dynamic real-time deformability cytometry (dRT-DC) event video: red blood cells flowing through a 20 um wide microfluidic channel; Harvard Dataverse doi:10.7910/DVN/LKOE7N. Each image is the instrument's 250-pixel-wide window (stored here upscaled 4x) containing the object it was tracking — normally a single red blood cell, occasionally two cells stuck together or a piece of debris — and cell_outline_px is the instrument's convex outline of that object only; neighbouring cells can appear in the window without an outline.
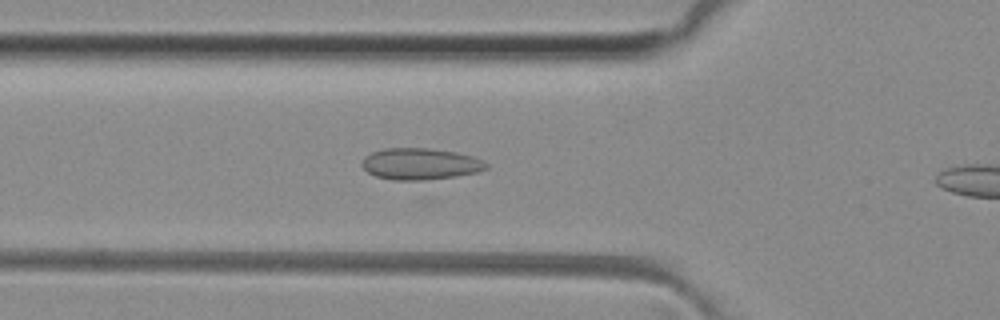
{"species": "common noctule bat (a hibernating species)", "species_latin": "Nyctalus noctula", "temperature_condition": "room temperature", "stored_images_in_passage": 36, "camera_frame_rate_fps": 3000, "um_per_image_px": 0.085, "animal": {"sex": "female", "body_mass_g": 29.2, "forearm_length_mm": 56.3}, "frame": {"image": 1, "passage_image": 12, "time_ms": 3.667, "image_size_px": [1000, 320], "cell_outline_px": [[488, 168], [480, 172], [456, 176], [424, 180], [392, 180], [376, 176], [368, 172], [360, 164], [364, 156], [372, 152], [384, 148], [428, 148], [456, 152], [472, 156], [488, 164]], "centroid_in_image_um": [35.71, 13.93], "position_along_channel_um": 90.1, "area_um2": 22.89}}
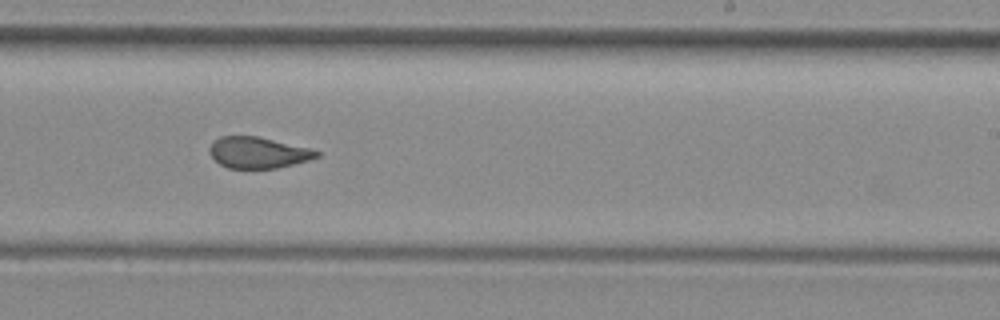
{"frame": {"image": 2, "passage_image": 25, "time_ms": 8.0, "image_size_px": [1000, 320], "cell_outline_px": [[320, 156], [308, 160], [276, 168], [228, 168], [220, 164], [208, 152], [208, 148], [220, 136], [256, 136], [308, 148], [320, 152]], "centroid_in_image_um": [21.91, 12.97], "position_along_channel_um": 267.1, "area_um2": 19.13}}
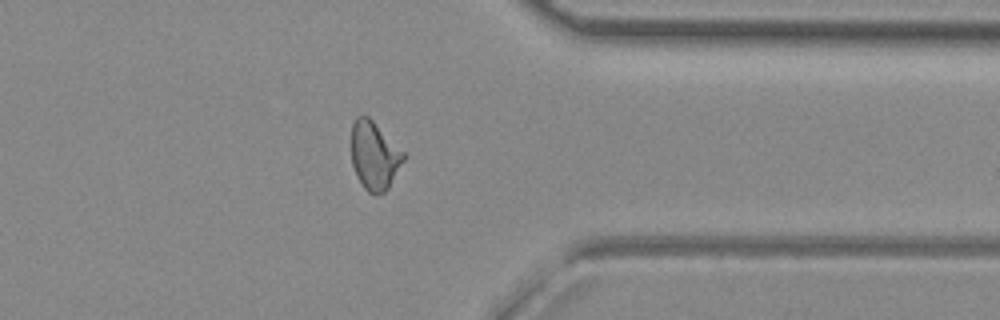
{"frame": {"image": 3, "passage_image": 34, "time_ms": 11.0, "image_size_px": [1000, 320], "cell_outline_px": [[404, 160], [388, 188], [384, 192], [376, 196], [368, 192], [364, 188], [356, 176], [352, 164], [352, 124], [356, 116], [368, 116], [404, 152]], "centroid_in_image_um": [31.81, 13.25], "position_along_channel_um": 379.6, "area_um2": 20.58}}